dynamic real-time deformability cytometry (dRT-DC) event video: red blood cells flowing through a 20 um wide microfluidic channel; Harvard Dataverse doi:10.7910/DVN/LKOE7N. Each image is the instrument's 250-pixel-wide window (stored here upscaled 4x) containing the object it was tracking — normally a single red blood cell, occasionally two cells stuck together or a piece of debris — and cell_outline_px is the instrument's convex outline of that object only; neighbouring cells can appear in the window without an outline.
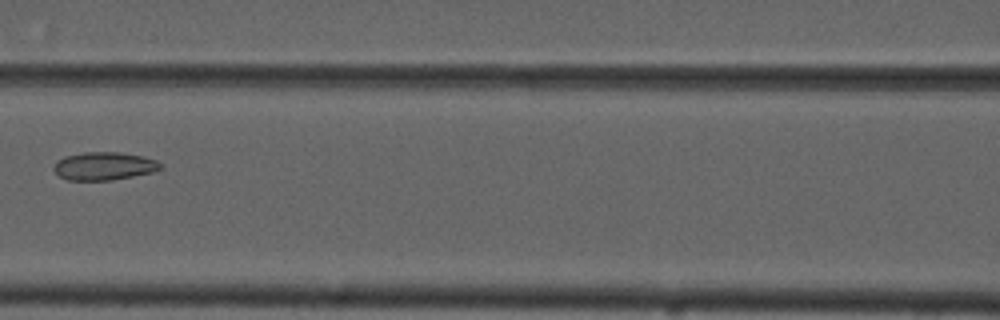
{"species": "common noctule bat (a hibernating species)", "species_latin": "Nyctalus noctula", "temperature_condition": "cold", "stored_images_in_passage": 10, "camera_frame_rate_fps": 3000, "um_per_image_px": 0.085, "animal": {"sex": "male", "forearm_length_mm": 52.5}, "frame": {"image": 1, "passage_image": 7, "time_ms": 8.0, "image_size_px": [1000, 320], "cell_outline_px": [[164, 168], [152, 172], [112, 180], [68, 180], [60, 176], [52, 168], [64, 156], [84, 152], [120, 152], [140, 156], [156, 160], [164, 164]], "centroid_in_image_um": [8.88, 14.11], "position_along_channel_um": 157.7, "area_um2": 17.34}}
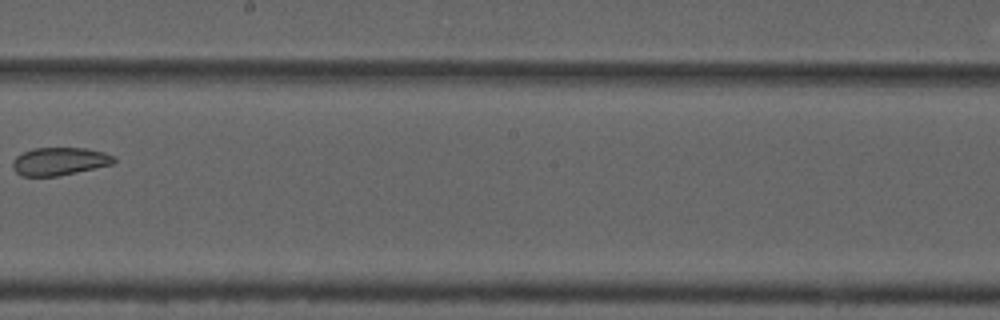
{"frame": {"image": 2, "passage_image": 9, "time_ms": 10.333, "image_size_px": [1000, 320], "cell_outline_px": [[116, 160], [112, 164], [76, 172], [56, 176], [20, 176], [12, 168], [12, 160], [16, 156], [24, 152], [36, 148], [84, 148], [104, 152], [116, 156]], "centroid_in_image_um": [5.04, 13.71], "position_along_channel_um": 243.2, "area_um2": 16.42}}
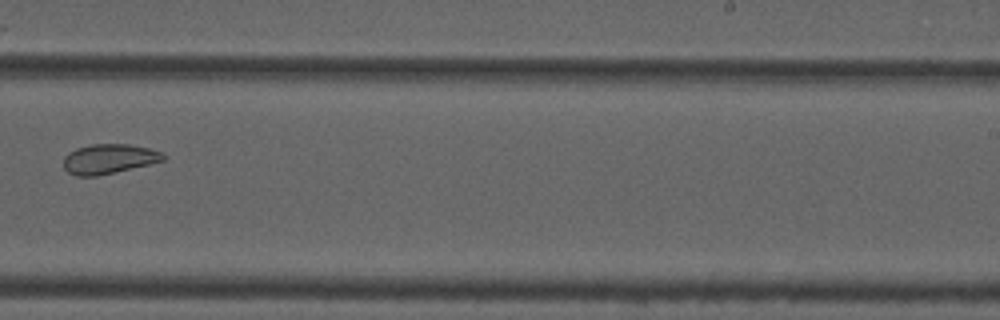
{"frame": {"image": 3, "passage_image": 10, "time_ms": 11.333, "image_size_px": [1000, 320], "cell_outline_px": [[164, 160], [148, 164], [96, 176], [76, 176], [68, 172], [64, 168], [64, 156], [68, 152], [76, 148], [92, 144], [128, 144], [148, 148], [160, 152], [164, 156]], "centroid_in_image_um": [9.19, 13.5], "position_along_channel_um": 279.8, "area_um2": 16.99}}